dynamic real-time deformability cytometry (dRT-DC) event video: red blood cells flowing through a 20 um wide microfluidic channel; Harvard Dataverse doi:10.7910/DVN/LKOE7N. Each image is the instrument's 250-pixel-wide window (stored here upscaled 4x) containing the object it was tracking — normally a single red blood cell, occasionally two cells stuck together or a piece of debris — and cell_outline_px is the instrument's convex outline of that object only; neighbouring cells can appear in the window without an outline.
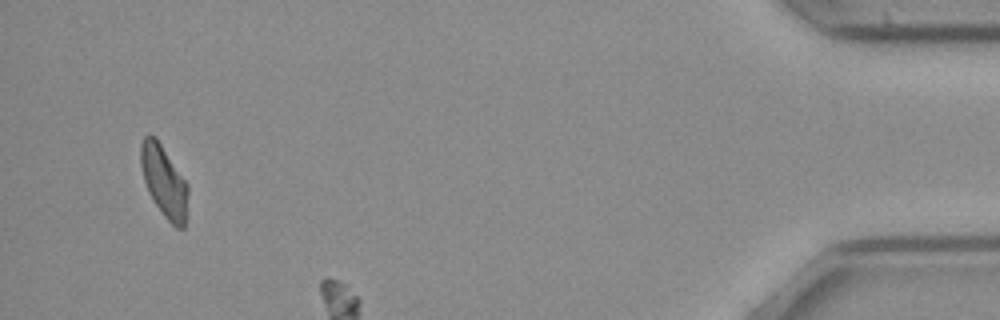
{"species": "common noctule bat (a hibernating species)", "species_latin": "Nyctalus noctula", "temperature_condition": "cold", "stored_images_in_passage": 50, "camera_frame_rate_fps": 3000, "um_per_image_px": 0.085, "animal": {"sex": "female", "body_mass_g": 21.9}, "frame": {"image": 1, "passage_image": 48, "time_ms": 15.667, "image_size_px": [1000, 320], "cell_outline_px": [[188, 192], [184, 228], [176, 228], [164, 216], [152, 200], [148, 192], [144, 180], [140, 164], [140, 144], [144, 136], [148, 132], [156, 136], [188, 184]], "centroid_in_image_um": [13.92, 15.37], "position_along_channel_um": 421.3, "area_um2": 19.88}}